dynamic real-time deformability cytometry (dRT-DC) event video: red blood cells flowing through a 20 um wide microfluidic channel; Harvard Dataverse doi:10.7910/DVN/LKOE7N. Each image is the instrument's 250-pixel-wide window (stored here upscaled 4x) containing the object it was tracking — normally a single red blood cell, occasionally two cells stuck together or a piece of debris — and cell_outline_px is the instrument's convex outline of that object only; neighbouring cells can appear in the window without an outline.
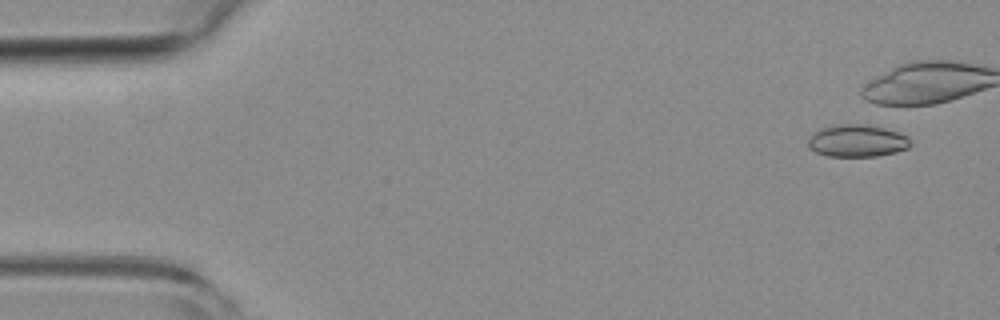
{"species": "common noctule bat (a hibernating species)", "species_latin": "Nyctalus noctula", "temperature_condition": "room temperature", "stored_images_in_passage": 10, "camera_frame_rate_fps": 3000, "um_per_image_px": 0.085, "animal": {"sex": "female", "body_mass_g": 19.3, "forearm_length_mm": 54.1}, "frame": {"image": 1, "passage_image": 4, "time_ms": 1.0, "image_size_px": [1000, 320], "cell_outline_px": [[912, 144], [908, 148], [896, 152], [876, 156], [828, 156], [816, 152], [808, 148], [808, 140], [820, 128], [840, 124], [860, 124], [884, 128], [908, 136], [912, 140]], "centroid_in_image_um": [72.88, 11.98], "position_along_channel_um": 12.1, "area_um2": 19.13}}